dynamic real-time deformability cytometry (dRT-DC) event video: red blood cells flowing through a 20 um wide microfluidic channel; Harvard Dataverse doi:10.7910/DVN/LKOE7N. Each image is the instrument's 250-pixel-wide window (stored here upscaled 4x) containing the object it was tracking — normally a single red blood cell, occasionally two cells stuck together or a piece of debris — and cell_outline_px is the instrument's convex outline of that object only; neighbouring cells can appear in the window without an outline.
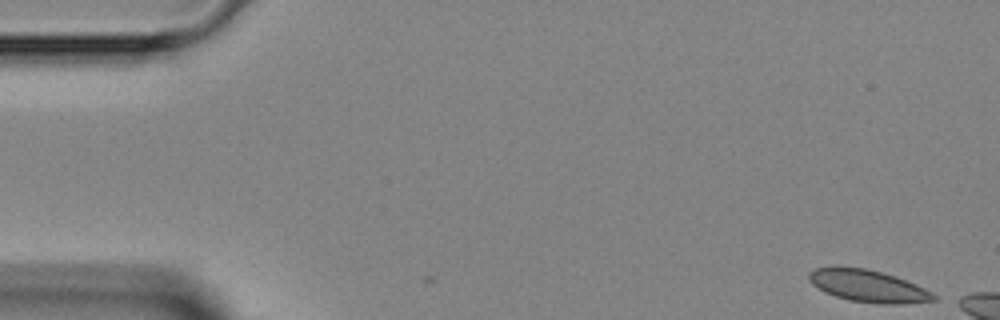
{"species": "Egyptian fruit bat (a non-hibernating species)", "species_latin": "Rousettus aegyptiacus", "temperature_condition": "room temperature", "stored_images_in_passage": 3, "camera_frame_rate_fps": 3000, "um_per_image_px": 0.085, "animal": {"sex": "female"}, "frame": {"image": 1, "passage_image": 1, "time_ms": 0.0, "image_size_px": [1000, 320], "cell_outline_px": [[940, 300], [904, 304], [880, 304], [848, 300], [824, 292], [812, 284], [808, 280], [808, 272], [816, 268], [836, 264], [840, 264], [864, 268], [896, 276], [916, 284], [932, 292]], "centroid_in_image_um": [73.76, 24.29], "position_along_channel_um": 11.2, "area_um2": 23.99}}